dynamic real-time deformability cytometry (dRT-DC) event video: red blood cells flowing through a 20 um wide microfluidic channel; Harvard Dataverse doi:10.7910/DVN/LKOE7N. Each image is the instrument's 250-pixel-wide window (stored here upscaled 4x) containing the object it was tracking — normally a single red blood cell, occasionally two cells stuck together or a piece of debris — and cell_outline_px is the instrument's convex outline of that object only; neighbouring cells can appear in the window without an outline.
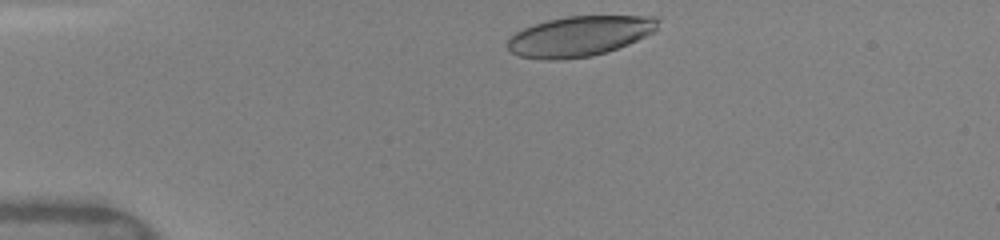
{"species": "human", "species_latin": "Homo sapiens", "temperature_condition": "warm", "stored_images_in_passage": 33, "camera_frame_rate_fps": 3000, "um_per_image_px": 0.085, "donor": {"sex": "female"}, "frame": {"image": 1, "passage_image": 1, "time_ms": 0.0, "image_size_px": [1000, 240], "cell_outline_px": [[660, 20], [656, 28], [652, 32], [628, 44], [592, 56], [560, 60], [544, 60], [520, 56], [512, 52], [508, 48], [508, 40], [516, 32], [524, 28], [548, 20], [568, 16], [652, 16]], "centroid_in_image_um": [49.24, 3.08], "position_along_channel_um": 35.8, "area_um2": 34.8}}
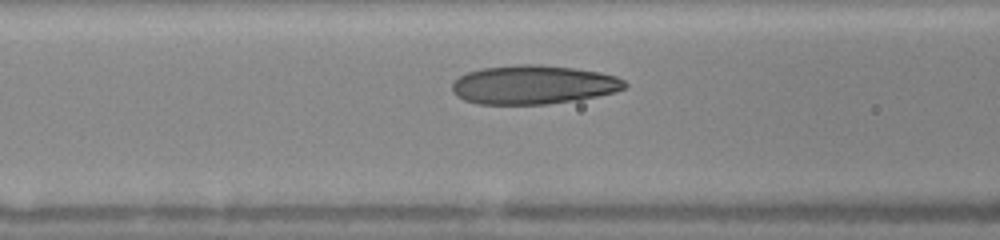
{"frame": {"image": 2, "passage_image": 11, "time_ms": 3.333, "image_size_px": [1000, 240], "cell_outline_px": [[628, 84], [624, 88], [612, 92], [596, 96], [576, 100], [544, 104], [476, 104], [464, 100], [456, 96], [452, 92], [452, 84], [460, 76], [468, 72], [484, 68], [520, 64], [536, 64], [576, 68], [600, 72], [616, 76], [624, 80]], "centroid_in_image_um": [45.32, 7.2], "position_along_channel_um": 121.3, "area_um2": 39.02}}
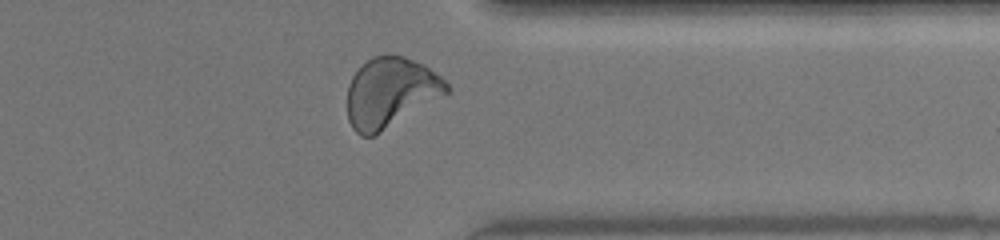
{"frame": {"image": 3, "passage_image": 30, "time_ms": 9.667, "image_size_px": [1000, 240], "cell_outline_px": [[452, 88], [448, 92], [380, 132], [372, 136], [360, 136], [352, 128], [348, 120], [348, 84], [352, 76], [372, 56], [404, 56], [424, 64], [440, 76]], "centroid_in_image_um": [33.17, 7.85], "position_along_channel_um": 378.2, "area_um2": 39.71}, "authors_computed_cell_mechanics": {"area_um2": 38.148, "velocity_mm_per_s": 4.0964, "shape_relaxation_time_tau1_ms": 5.5179, "shape_relaxation_time_tau2_ms": 1.0274, "deformation_change_tau1": 0.2267, "deformation_change_tau2": 0.0785}}